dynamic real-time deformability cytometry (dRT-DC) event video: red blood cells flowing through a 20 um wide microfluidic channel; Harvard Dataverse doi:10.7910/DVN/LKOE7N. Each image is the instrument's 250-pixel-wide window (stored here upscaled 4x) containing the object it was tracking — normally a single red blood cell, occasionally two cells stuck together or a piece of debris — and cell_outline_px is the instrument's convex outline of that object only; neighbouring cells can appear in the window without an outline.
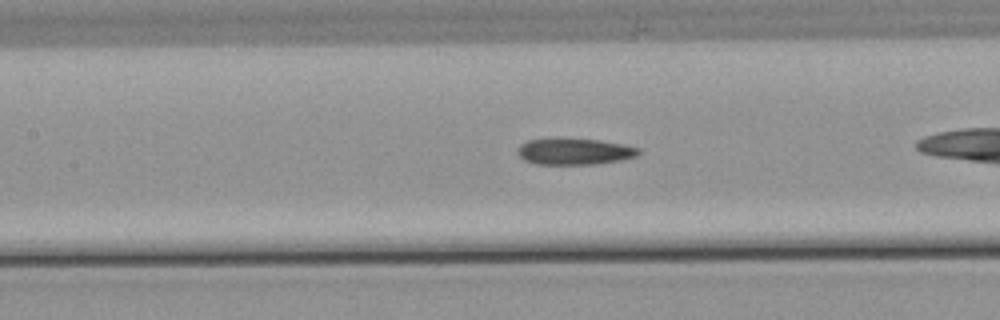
{"species": "common noctule bat (a hibernating species)", "species_latin": "Nyctalus noctula", "temperature_condition": "warm", "stored_images_in_passage": 28, "camera_frame_rate_fps": 3000, "um_per_image_px": 0.085, "animal": {"sex": "male", "body_mass_g": 21.5, "forearm_length_mm": 52.0}, "frame": {"image": 1, "passage_image": 9, "time_ms": 2.667, "image_size_px": [1000, 320], "cell_outline_px": [[640, 152], [636, 156], [620, 160], [592, 164], [536, 164], [524, 160], [516, 152], [520, 144], [528, 140], [600, 140], [624, 144], [640, 148]], "centroid_in_image_um": [48.84, 12.9], "position_along_channel_um": 158.6, "area_um2": 18.09}}
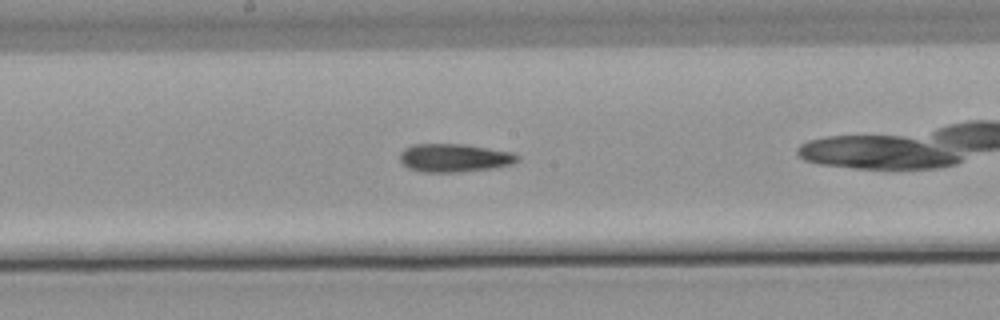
{"frame": {"image": 2, "passage_image": 13, "time_ms": 4.0, "image_size_px": [1000, 320], "cell_outline_px": [[520, 160], [512, 164], [492, 168], [460, 172], [424, 172], [408, 168], [400, 164], [400, 152], [404, 148], [412, 144], [464, 144], [512, 152], [520, 156]], "centroid_in_image_um": [38.6, 13.42], "position_along_channel_um": 209.6, "area_um2": 19.54}}
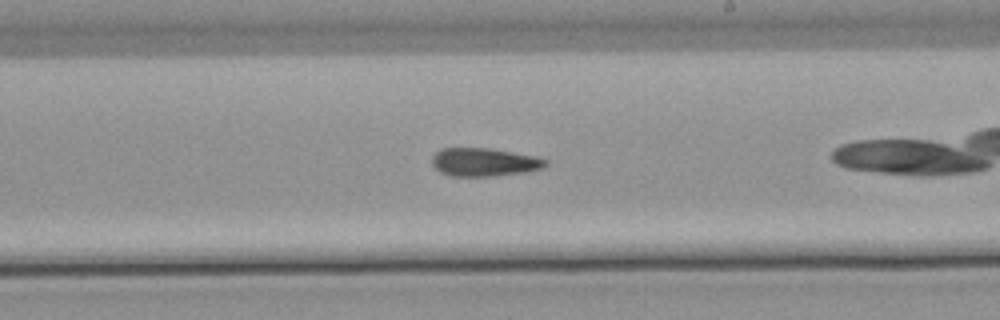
{"frame": {"image": 3, "passage_image": 16, "time_ms": 5.0, "image_size_px": [1000, 320], "cell_outline_px": [[548, 164], [544, 168], [524, 172], [488, 176], [452, 176], [440, 172], [432, 164], [432, 156], [440, 148], [488, 148], [540, 156], [548, 160]], "centroid_in_image_um": [41.19, 13.77], "position_along_channel_um": 247.8, "area_um2": 18.84}}